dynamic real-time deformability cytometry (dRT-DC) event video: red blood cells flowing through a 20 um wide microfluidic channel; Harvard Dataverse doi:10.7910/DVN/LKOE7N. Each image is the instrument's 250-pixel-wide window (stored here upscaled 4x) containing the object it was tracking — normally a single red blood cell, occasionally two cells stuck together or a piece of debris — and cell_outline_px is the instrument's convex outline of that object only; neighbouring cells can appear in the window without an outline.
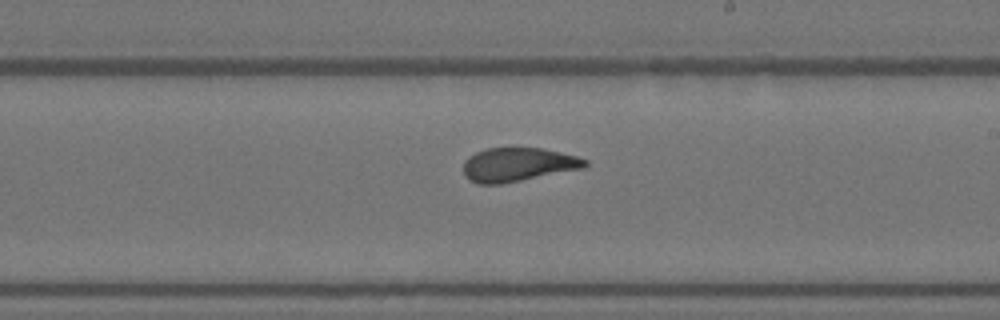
{"species": "Egyptian fruit bat (a non-hibernating species)", "species_latin": "Rousettus aegyptiacus", "temperature_condition": "warm", "stored_images_in_passage": 8, "camera_frame_rate_fps": 3000, "um_per_image_px": 0.085, "animal": {"sex": "female"}, "frame": {"image": 1, "passage_image": 8, "time_ms": 2.333, "image_size_px": [1000, 320], "cell_outline_px": [[588, 164], [584, 168], [500, 184], [476, 184], [468, 180], [464, 176], [464, 160], [468, 156], [476, 152], [488, 148], [540, 148], [560, 152], [576, 156], [588, 160]], "centroid_in_image_um": [43.99, 13.99], "position_along_channel_um": 245.0, "area_um2": 23.93}}